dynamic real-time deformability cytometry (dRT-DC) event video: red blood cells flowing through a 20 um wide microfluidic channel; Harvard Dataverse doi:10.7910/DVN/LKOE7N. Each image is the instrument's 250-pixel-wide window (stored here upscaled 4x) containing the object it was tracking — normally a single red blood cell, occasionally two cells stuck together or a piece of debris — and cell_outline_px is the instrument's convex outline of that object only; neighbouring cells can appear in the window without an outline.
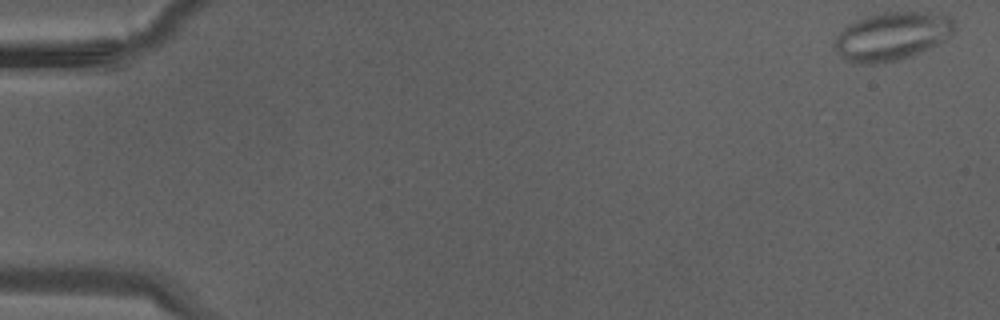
{"species": "Egyptian fruit bat (a non-hibernating species)", "species_latin": "Rousettus aegyptiacus", "temperature_condition": "warm", "stored_images_in_passage": 17, "camera_frame_rate_fps": 3000, "um_per_image_px": 0.085, "animal": {"sex": "male"}, "frame": {"image": 1, "passage_image": 1, "time_ms": 0.0, "image_size_px": [1000, 320], "cell_outline_px": [[956, 28], [940, 44], [912, 56], [896, 60], [876, 64], [852, 64], [844, 60], [832, 44], [836, 36], [844, 28], [856, 20], [868, 16], [884, 12], [928, 12], [948, 16], [956, 20]], "centroid_in_image_um": [75.82, 3.09], "position_along_channel_um": 9.2, "area_um2": 33.99}}
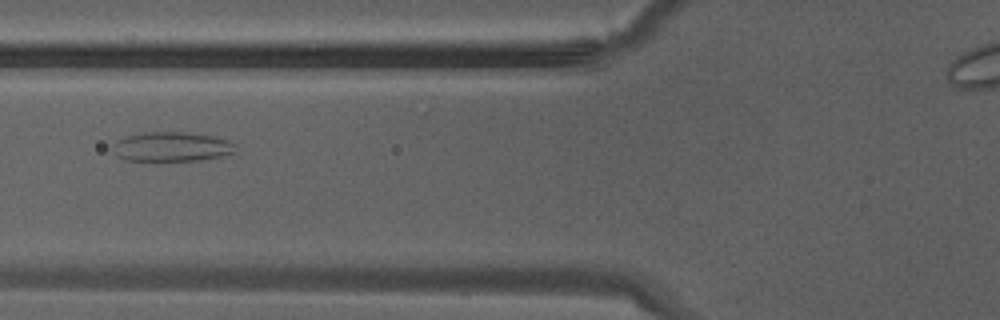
{"frame": {"image": 2, "passage_image": 15, "time_ms": 4.667, "image_size_px": [1000, 320], "cell_outline_px": [[236, 152], [224, 156], [200, 160], [128, 160], [116, 156], [112, 148], [112, 144], [116, 140], [128, 136], [144, 132], [184, 132], [216, 136], [236, 144]], "centroid_in_image_um": [14.62, 12.47], "position_along_channel_um": 111.2, "area_um2": 21.15}}